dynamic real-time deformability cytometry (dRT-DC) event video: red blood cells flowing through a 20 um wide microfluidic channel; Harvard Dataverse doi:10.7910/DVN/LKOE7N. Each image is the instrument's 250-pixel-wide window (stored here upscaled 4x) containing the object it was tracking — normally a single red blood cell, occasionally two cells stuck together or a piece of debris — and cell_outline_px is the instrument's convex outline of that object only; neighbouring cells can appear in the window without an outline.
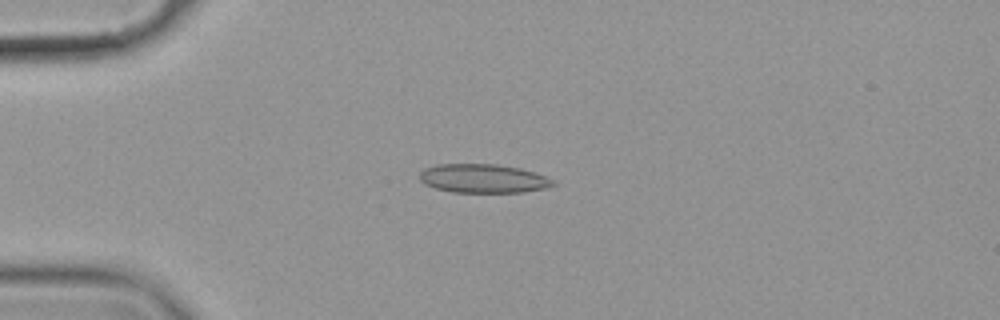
{"species": "common noctule bat (a hibernating species)", "species_latin": "Nyctalus noctula", "temperature_condition": "cold", "stored_images_in_passage": 56, "camera_frame_rate_fps": 3000, "um_per_image_px": 0.085, "animal": {"sex": "female", "body_mass_g": 19.9}, "frame": {"image": 1, "passage_image": 14, "time_ms": 4.333, "image_size_px": [1000, 320], "cell_outline_px": [[556, 184], [548, 188], [524, 192], [452, 192], [436, 188], [424, 184], [420, 180], [420, 172], [424, 168], [436, 164], [496, 164], [520, 168], [556, 180]], "centroid_in_image_um": [41.08, 15.17], "position_along_channel_um": 43.9, "area_um2": 22.48}}
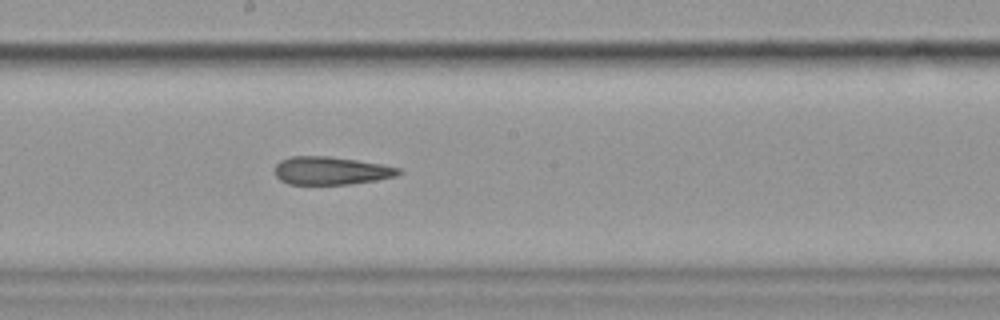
{"frame": {"image": 2, "passage_image": 31, "time_ms": 10.0, "image_size_px": [1000, 320], "cell_outline_px": [[404, 172], [396, 176], [376, 180], [348, 184], [288, 184], [280, 180], [276, 176], [276, 164], [280, 160], [292, 156], [328, 156], [356, 160], [380, 164], [400, 168]], "centroid_in_image_um": [28.14, 14.51], "position_along_channel_um": 220.1, "area_um2": 20.11}}
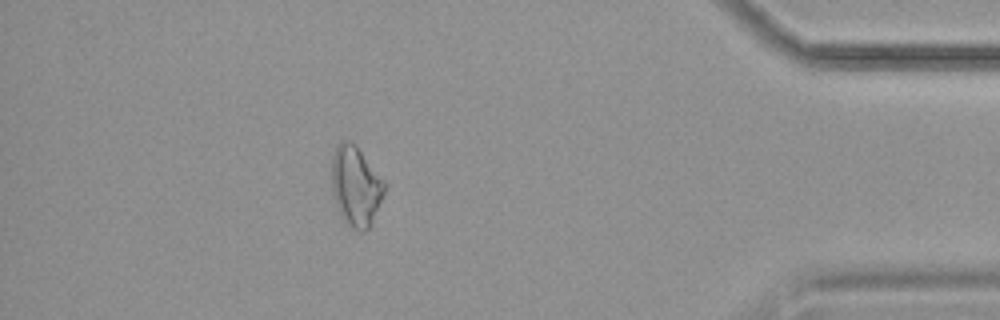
{"frame": {"image": 3, "passage_image": 50, "time_ms": 16.333, "image_size_px": [1000, 320], "cell_outline_px": [[388, 184], [372, 224], [364, 232], [360, 232], [352, 228], [340, 216], [332, 192], [332, 156], [340, 140], [348, 140], [356, 144]], "centroid_in_image_um": [30.27, 15.81], "position_along_channel_um": 404.9, "area_um2": 25.03}, "authors_computed_cell_mechanics": {"area_um2": 21.675, "velocity_mm_per_s": 3.5596, "shape_relaxation_time_tau1_ms": 7.2504, "shape_relaxation_time_tau2_ms": 3.6261, "deformation_change_tau1": 0.1724, "deformation_change_tau2": 0.1496}}